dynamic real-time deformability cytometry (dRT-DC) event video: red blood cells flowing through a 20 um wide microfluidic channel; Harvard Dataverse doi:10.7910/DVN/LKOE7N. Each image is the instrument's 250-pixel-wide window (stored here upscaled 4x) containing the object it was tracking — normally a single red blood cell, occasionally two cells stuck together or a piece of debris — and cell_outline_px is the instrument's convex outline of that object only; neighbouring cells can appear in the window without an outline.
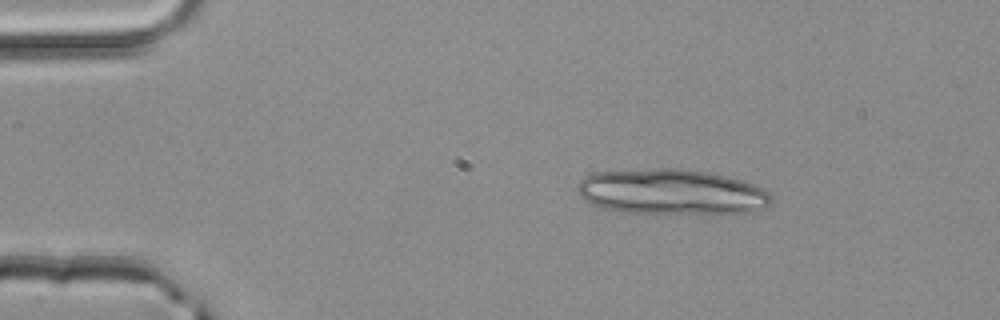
{"species": "common noctule bat (a hibernating species)", "species_latin": "Nyctalus noctula", "temperature_condition": "room temperature", "stored_images_in_passage": 2, "camera_frame_rate_fps": 3000, "um_per_image_px": 0.085, "animal": {"sex": "male", "body_mass_g": 20.4}, "frame": {"image": 1, "passage_image": 1, "time_ms": 0.0, "image_size_px": [1000, 320], "cell_outline_px": [[772, 200], [764, 208], [752, 212], [620, 212], [604, 208], [592, 204], [584, 200], [576, 192], [576, 184], [584, 176], [596, 172], [656, 168], [680, 168], [708, 172], [740, 180], [764, 188], [768, 192]], "centroid_in_image_um": [57.01, 16.29], "position_along_channel_um": 28.0, "area_um2": 50.86}}